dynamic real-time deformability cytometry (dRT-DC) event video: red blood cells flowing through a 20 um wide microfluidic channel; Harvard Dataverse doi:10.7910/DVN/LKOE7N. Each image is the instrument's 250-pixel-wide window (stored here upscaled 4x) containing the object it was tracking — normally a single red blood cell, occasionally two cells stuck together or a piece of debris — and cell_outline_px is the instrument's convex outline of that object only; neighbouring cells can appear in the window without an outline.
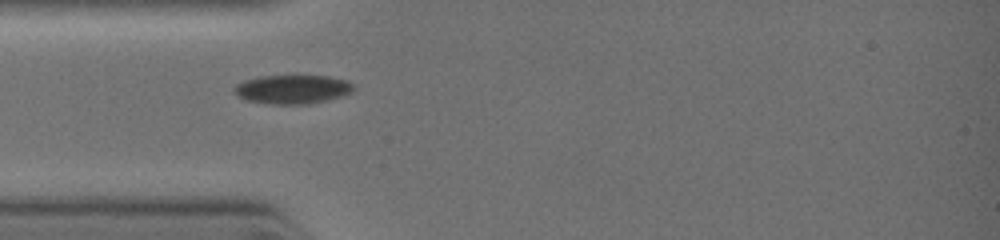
{"species": "common noctule bat (a hibernating species)", "species_latin": "Nyctalus noctula", "temperature_condition": "warm", "stored_images_in_passage": 14, "camera_frame_rate_fps": 3000, "um_per_image_px": 0.085, "animal": {"sex": "female", "body_mass_g": 19.0, "forearm_length_mm": 51.5}, "frame": {"image": 1, "passage_image": 1, "time_ms": 0.0, "image_size_px": [1000, 240], "cell_outline_px": [[356, 88], [352, 92], [344, 96], [308, 104], [272, 104], [248, 100], [240, 96], [232, 88], [236, 84], [244, 80], [260, 76], [296, 72], [328, 76], [348, 80]], "centroid_in_image_um": [24.92, 7.52], "position_along_channel_um": 60.1, "area_um2": 21.04}}
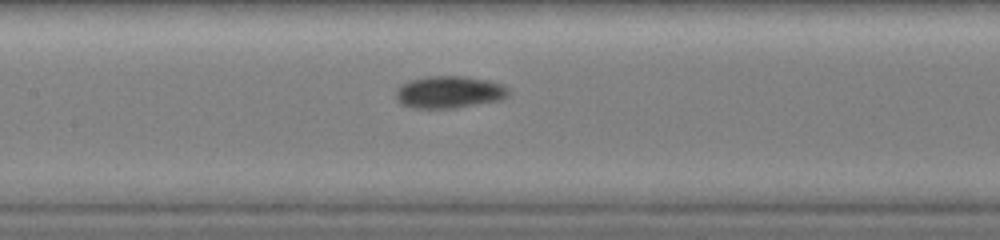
{"frame": {"image": 2, "passage_image": 8, "time_ms": 2.0, "image_size_px": [1000, 240], "cell_outline_px": [[508, 96], [500, 100], [452, 108], [416, 108], [400, 104], [396, 100], [396, 88], [400, 84], [408, 80], [428, 76], [464, 76], [488, 80], [504, 84], [508, 88]], "centroid_in_image_um": [38.15, 7.81], "position_along_channel_um": 169.3, "area_um2": 21.27}}
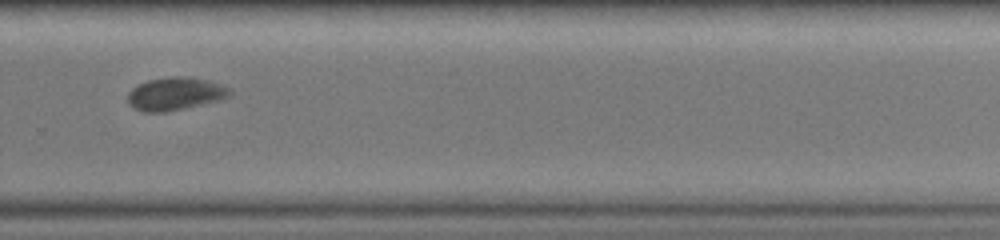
{"frame": {"image": 3, "passage_image": 13, "time_ms": 4.667, "image_size_px": [1000, 240], "cell_outline_px": [[232, 92], [224, 100], [168, 112], [144, 112], [128, 104], [128, 92], [132, 88], [148, 80], [168, 76], [188, 76], [208, 80], [220, 84], [228, 88]], "centroid_in_image_um": [14.92, 7.97], "position_along_channel_um": 314.9, "area_um2": 19.83}}